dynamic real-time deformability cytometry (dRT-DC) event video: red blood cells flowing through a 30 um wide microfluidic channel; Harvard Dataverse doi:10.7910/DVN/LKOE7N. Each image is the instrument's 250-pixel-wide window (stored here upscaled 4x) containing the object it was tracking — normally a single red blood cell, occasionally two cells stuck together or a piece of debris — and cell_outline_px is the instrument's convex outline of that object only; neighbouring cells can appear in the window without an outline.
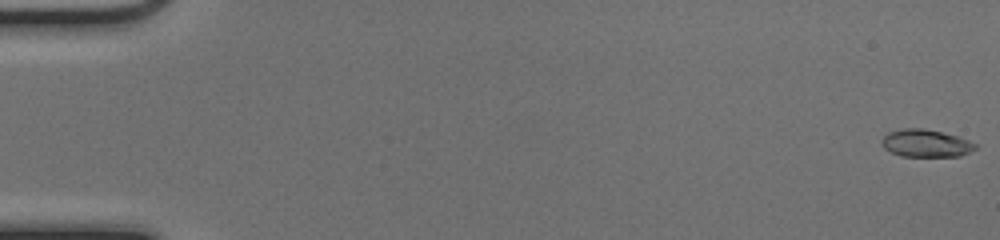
{"species": "common noctule bat (a hibernating species)", "species_latin": "Nyctalus noctula", "temperature_condition": "cold", "stored_images_in_passage": 46, "camera_frame_rate_fps": 3000, "um_per_image_px": 0.085, "animal": {"sex": "female", "body_mass_g": 17.0, "forearm_length_mm": 48.0}, "frame": {"image": 1, "passage_image": 1, "time_ms": 0.0, "image_size_px": [1000, 240], "cell_outline_px": [[976, 148], [960, 156], [904, 156], [892, 152], [884, 148], [884, 136], [888, 132], [904, 128], [920, 128], [940, 132], [956, 136], [976, 144]], "centroid_in_image_um": [78.7, 12.18], "position_along_channel_um": 6.3, "area_um2": 14.51}}
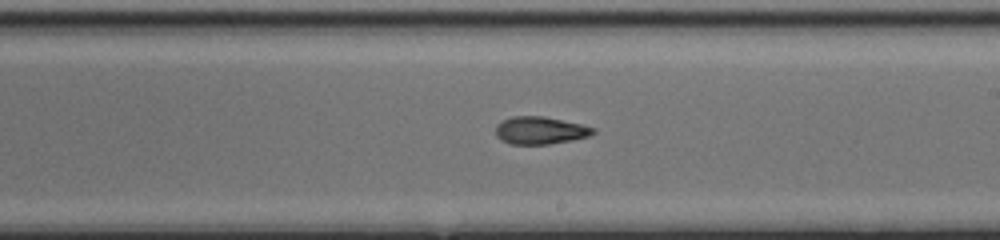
{"frame": {"image": 2, "passage_image": 31, "time_ms": 10.0, "image_size_px": [1000, 240], "cell_outline_px": [[596, 132], [588, 136], [548, 144], [508, 144], [500, 140], [496, 136], [496, 124], [512, 116], [544, 116], [580, 124], [596, 128]], "centroid_in_image_um": [45.87, 11.08], "position_along_channel_um": 243.1, "area_um2": 15.55}}
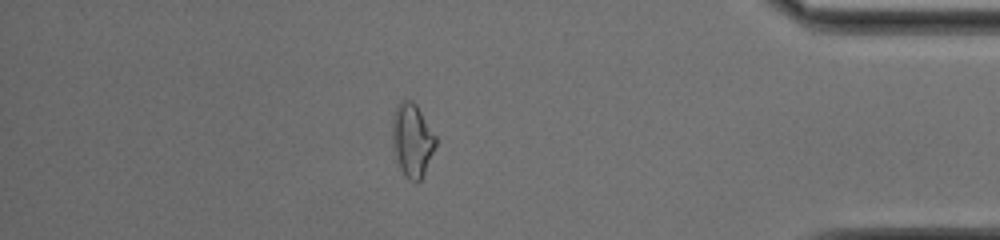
{"frame": {"image": 3, "passage_image": 45, "time_ms": 14.667, "image_size_px": [1000, 240], "cell_outline_px": [[436, 144], [424, 172], [420, 180], [416, 184], [408, 180], [400, 168], [396, 160], [392, 148], [392, 116], [396, 104], [400, 100], [412, 100], [416, 104], [436, 136]], "centroid_in_image_um": [35.0, 11.89], "position_along_channel_um": 400.2, "area_um2": 18.73}}